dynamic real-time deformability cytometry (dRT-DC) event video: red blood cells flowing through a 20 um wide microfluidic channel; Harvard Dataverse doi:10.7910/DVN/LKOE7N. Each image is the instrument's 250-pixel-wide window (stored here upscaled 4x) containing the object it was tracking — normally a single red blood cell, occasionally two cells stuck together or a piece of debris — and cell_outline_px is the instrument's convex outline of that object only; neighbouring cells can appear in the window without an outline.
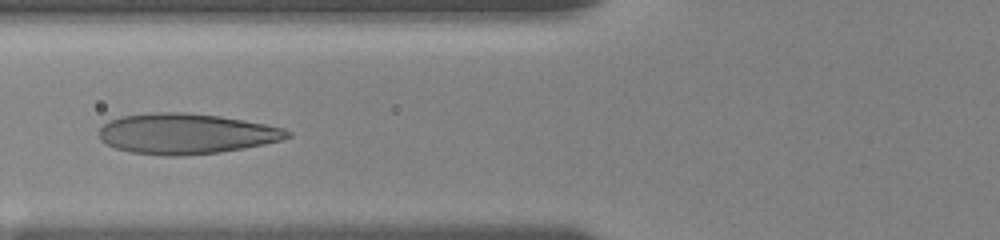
{"species": "human", "species_latin": "Homo sapiens", "temperature_condition": "room temperature", "stored_images_in_passage": 12, "camera_frame_rate_fps": 3000, "um_per_image_px": 0.085, "donor": {"sex": "female"}, "frame": {"image": 1, "passage_image": 10, "time_ms": 4.667, "image_size_px": [1000, 240], "cell_outline_px": [[292, 136], [280, 140], [264, 144], [220, 152], [180, 156], [164, 156], [132, 152], [116, 148], [100, 140], [100, 128], [108, 120], [120, 116], [152, 112], [184, 112], [220, 116], [244, 120], [284, 128], [292, 132]], "centroid_in_image_um": [15.81, 11.36], "position_along_channel_um": 110.0, "area_um2": 44.45}}
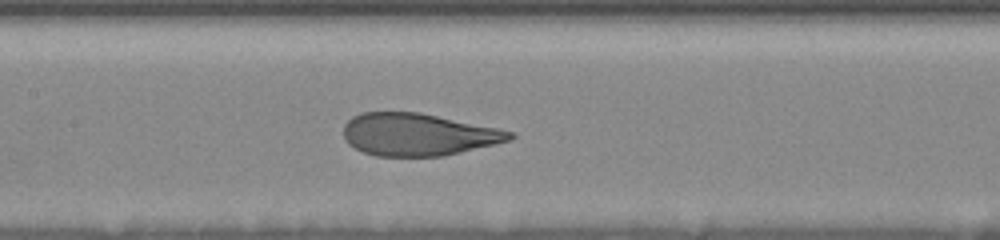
{"frame": {"image": 2, "passage_image": 12, "time_ms": 6.333, "image_size_px": [1000, 240], "cell_outline_px": [[516, 136], [512, 140], [496, 144], [444, 156], [376, 156], [364, 152], [348, 144], [344, 140], [344, 124], [352, 116], [360, 112], [420, 112], [516, 132]], "centroid_in_image_um": [35.55, 11.43], "position_along_channel_um": 171.9, "area_um2": 41.27}}